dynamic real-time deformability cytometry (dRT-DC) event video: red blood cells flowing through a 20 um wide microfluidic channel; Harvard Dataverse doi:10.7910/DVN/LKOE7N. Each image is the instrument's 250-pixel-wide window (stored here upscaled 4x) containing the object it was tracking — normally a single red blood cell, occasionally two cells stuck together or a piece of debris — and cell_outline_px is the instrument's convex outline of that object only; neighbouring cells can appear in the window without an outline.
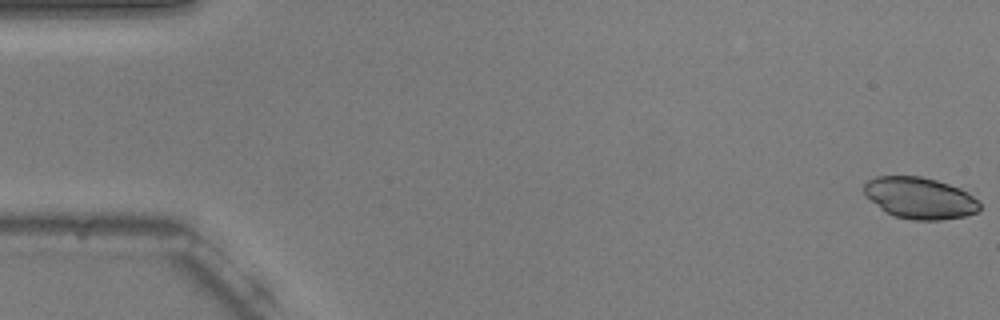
{"species": "common noctule bat (a hibernating species)", "species_latin": "Nyctalus noctula", "temperature_condition": "warm", "stored_images_in_passage": 16, "camera_frame_rate_fps": 3000, "um_per_image_px": 0.085, "animal": {"sex": "male", "body_mass_g": 20.5, "forearm_length_mm": 52.5}, "frame": {"image": 1, "passage_image": 1, "time_ms": 0.0, "image_size_px": [1000, 320], "cell_outline_px": [[980, 208], [976, 212], [964, 216], [940, 220], [912, 220], [892, 216], [880, 208], [864, 196], [864, 184], [868, 180], [876, 176], [920, 176], [936, 180], [960, 188], [968, 192], [980, 204]], "centroid_in_image_um": [78.14, 16.83], "position_along_channel_um": 6.9, "area_um2": 28.03}}